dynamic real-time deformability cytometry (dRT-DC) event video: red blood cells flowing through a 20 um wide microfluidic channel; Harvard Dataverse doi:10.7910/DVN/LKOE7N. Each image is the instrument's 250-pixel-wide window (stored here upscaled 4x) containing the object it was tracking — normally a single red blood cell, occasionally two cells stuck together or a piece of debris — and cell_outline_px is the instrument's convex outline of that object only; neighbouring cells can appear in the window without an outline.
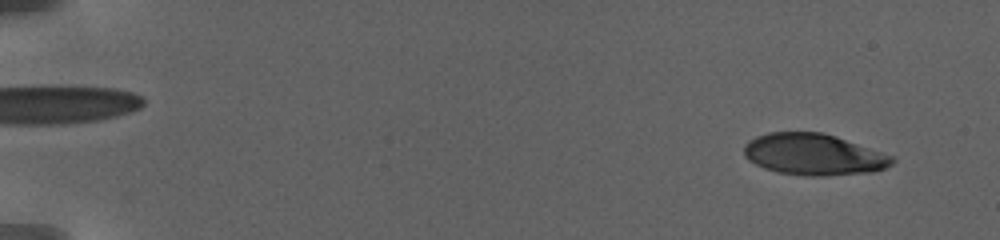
{"species": "human", "species_latin": "Homo sapiens", "temperature_condition": "warm", "stored_images_in_passage": 92, "camera_frame_rate_fps": 3000, "um_per_image_px": 0.085, "donor": {"sex": "female"}, "frame": {"image": 1, "passage_image": 12, "time_ms": 1.667, "image_size_px": [1000, 240], "cell_outline_px": [[896, 160], [892, 164], [884, 168], [872, 172], [820, 176], [812, 176], [776, 172], [764, 168], [748, 160], [744, 156], [744, 144], [748, 140], [756, 136], [768, 132], [820, 132], [836, 136], [892, 156]], "centroid_in_image_um": [69.12, 13.12], "position_along_channel_um": 15.9, "area_um2": 35.66}}
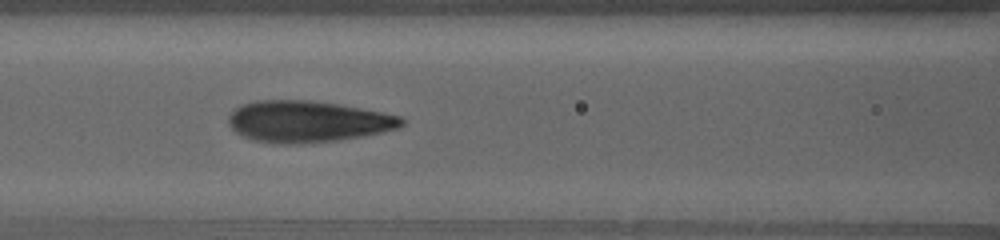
{"frame": {"image": 2, "passage_image": 80, "time_ms": 11.667, "image_size_px": [1000, 240], "cell_outline_px": [[404, 124], [400, 128], [360, 136], [336, 140], [292, 144], [276, 144], [252, 140], [236, 132], [228, 124], [228, 116], [240, 104], [256, 100], [312, 100], [340, 104], [400, 116], [404, 120]], "centroid_in_image_um": [26.11, 10.32], "position_along_channel_um": 140.5, "area_um2": 41.73}}
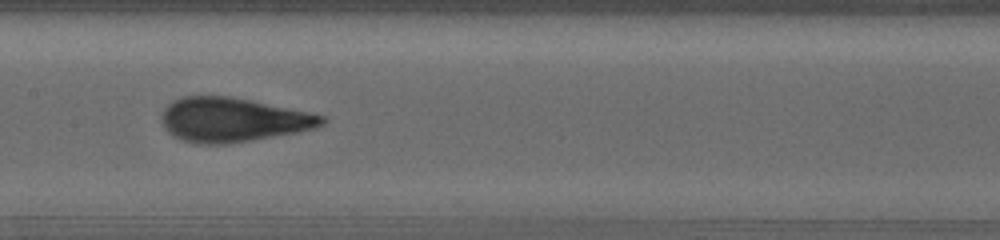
{"frame": {"image": 3, "passage_image": 91, "time_ms": 13.333, "image_size_px": [1000, 240], "cell_outline_px": [[328, 120], [324, 124], [316, 128], [296, 132], [252, 140], [224, 144], [196, 144], [172, 136], [164, 128], [164, 108], [172, 100], [184, 96], [232, 96], [312, 112], [324, 116]], "centroid_in_image_um": [19.83, 10.17], "position_along_channel_um": 187.6, "area_um2": 41.38}}